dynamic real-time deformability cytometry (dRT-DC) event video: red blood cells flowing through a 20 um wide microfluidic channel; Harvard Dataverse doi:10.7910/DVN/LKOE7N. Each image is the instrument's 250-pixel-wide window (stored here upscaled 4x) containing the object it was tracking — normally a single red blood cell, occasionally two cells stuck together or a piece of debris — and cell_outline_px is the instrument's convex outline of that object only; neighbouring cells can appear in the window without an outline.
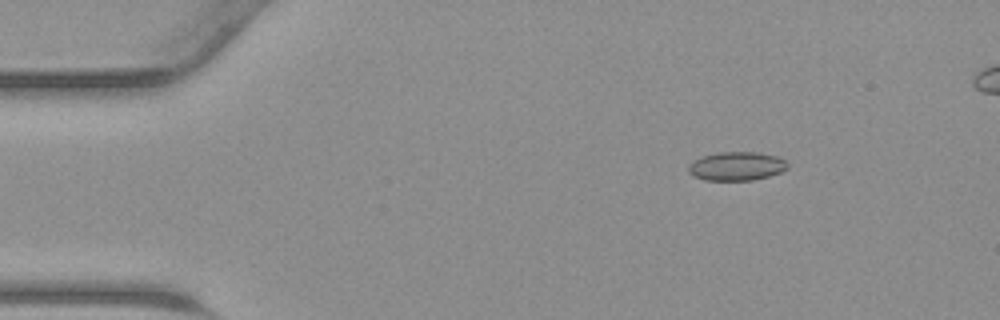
{"species": "common noctule bat (a hibernating species)", "species_latin": "Nyctalus noctula", "temperature_condition": "warm", "stored_images_in_passage": 44, "camera_frame_rate_fps": 3000, "um_per_image_px": 0.085, "animal": {"sex": "male", "body_mass_g": 23.1, "forearm_length_mm": 52.7}, "frame": {"image": 1, "passage_image": 7, "time_ms": 2.0, "image_size_px": [1000, 320], "cell_outline_px": [[788, 168], [780, 172], [768, 176], [752, 180], [704, 180], [688, 172], [688, 164], [692, 160], [700, 156], [720, 152], [760, 152], [776, 156], [784, 160], [788, 164]], "centroid_in_image_um": [62.58, 14.11], "position_along_channel_um": 22.4, "area_um2": 16.65}}
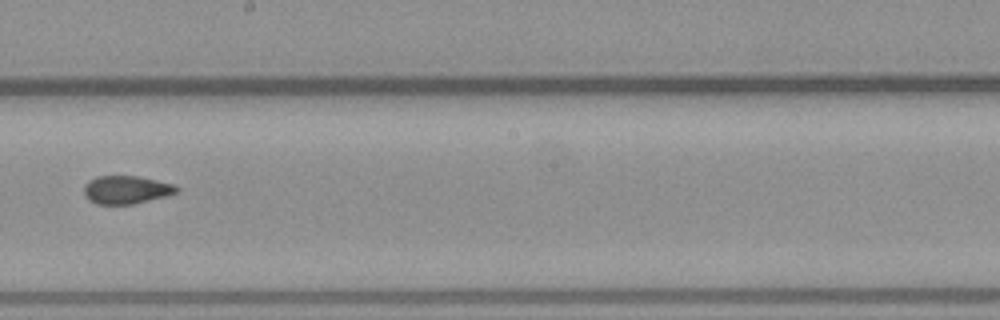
{"frame": {"image": 2, "passage_image": 26, "time_ms": 8.333, "image_size_px": [1000, 320], "cell_outline_px": [[180, 188], [176, 192], [164, 196], [132, 204], [96, 204], [88, 200], [84, 196], [84, 184], [88, 180], [96, 176], [140, 176], [176, 184]], "centroid_in_image_um": [10.71, 16.11], "position_along_channel_um": 237.5, "area_um2": 15.32}}
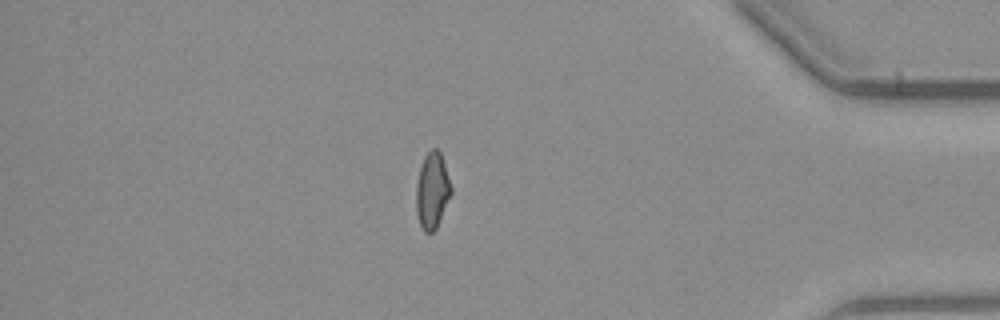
{"frame": {"image": 3, "passage_image": 39, "time_ms": 12.667, "image_size_px": [1000, 320], "cell_outline_px": [[452, 192], [436, 228], [432, 232], [424, 232], [420, 224], [416, 212], [416, 184], [420, 168], [424, 156], [432, 148], [436, 148], [440, 152], [452, 188]], "centroid_in_image_um": [36.73, 16.2], "position_along_channel_um": 398.5, "area_um2": 15.32}}